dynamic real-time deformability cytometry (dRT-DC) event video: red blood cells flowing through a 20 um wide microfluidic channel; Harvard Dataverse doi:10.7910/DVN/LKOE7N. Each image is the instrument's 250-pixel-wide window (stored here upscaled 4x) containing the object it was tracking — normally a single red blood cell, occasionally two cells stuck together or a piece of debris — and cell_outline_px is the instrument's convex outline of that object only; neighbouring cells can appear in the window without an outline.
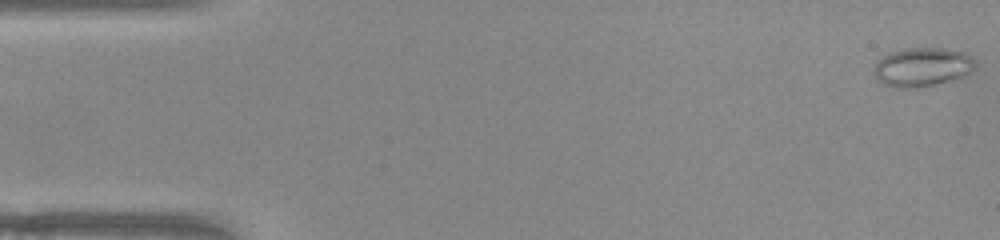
{"species": "common noctule bat (a hibernating species)", "species_latin": "Nyctalus noctula", "temperature_condition": "warm", "stored_images_in_passage": 51, "camera_frame_rate_fps": 3000, "um_per_image_px": 0.085, "animal": {"sex": "female", "body_mass_g": 22.0, "forearm_length_mm": 56.7}, "frame": {"image": 1, "passage_image": 1, "time_ms": 0.0, "image_size_px": [1000, 240], "cell_outline_px": [[976, 68], [972, 72], [964, 76], [916, 88], [896, 88], [884, 84], [872, 72], [872, 68], [876, 60], [892, 52], [904, 48], [944, 48], [968, 52], [976, 60]], "centroid_in_image_um": [78.42, 5.68], "position_along_channel_um": 6.6, "area_um2": 23.24}}
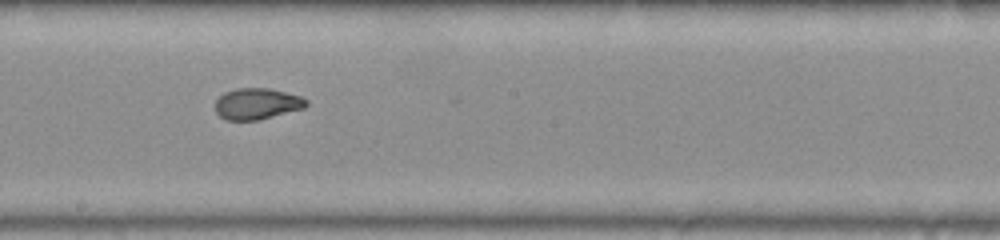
{"frame": {"image": 2, "passage_image": 28, "time_ms": 9.0, "image_size_px": [1000, 240], "cell_outline_px": [[308, 104], [304, 108], [260, 120], [224, 120], [216, 112], [216, 100], [224, 92], [236, 88], [268, 88], [300, 96], [308, 100]], "centroid_in_image_um": [21.84, 8.82], "position_along_channel_um": 226.4, "area_um2": 16.59}}
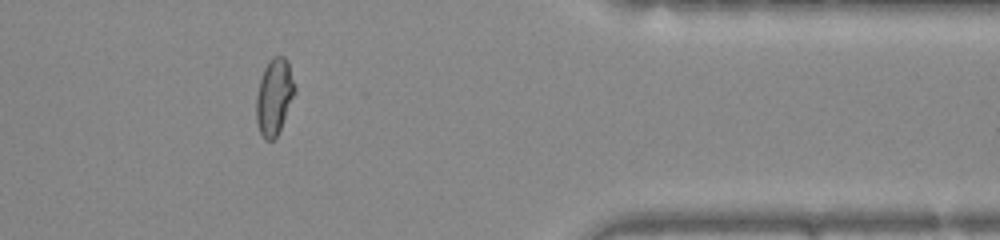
{"frame": {"image": 3, "passage_image": 42, "time_ms": 13.667, "image_size_px": [1000, 240], "cell_outline_px": [[296, 92], [280, 128], [276, 136], [272, 140], [264, 140], [256, 124], [256, 96], [260, 80], [264, 68], [268, 60], [272, 56], [284, 56], [288, 60], [296, 88]], "centroid_in_image_um": [23.31, 8.19], "position_along_channel_um": 388.1, "area_um2": 17.22}, "authors_computed_cell_mechanics": {"area_um2": 17.8602, "velocity_mm_per_s": 3.9612, "shape_relaxation_time_tau1_ms": null, "shape_relaxation_time_tau2_ms": 1.2571, "deformation_change_tau1": null, "deformation_change_tau2": 0.0497}}